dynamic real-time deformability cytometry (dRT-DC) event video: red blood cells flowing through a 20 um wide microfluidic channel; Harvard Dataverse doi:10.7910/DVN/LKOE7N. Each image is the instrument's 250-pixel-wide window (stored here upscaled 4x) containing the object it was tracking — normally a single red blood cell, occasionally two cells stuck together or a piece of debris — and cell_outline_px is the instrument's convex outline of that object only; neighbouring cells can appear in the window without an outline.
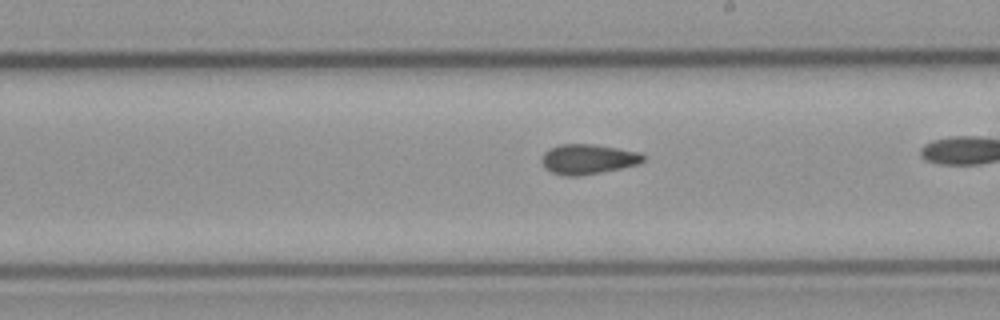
{"species": "common noctule bat (a hibernating species)", "species_latin": "Nyctalus noctula", "temperature_condition": "cold", "stored_images_in_passage": 38, "camera_frame_rate_fps": 3000, "um_per_image_px": 0.085, "animal": {"sex": "male", "body_mass_g": 23.1, "forearm_length_mm": 52.7}, "frame": {"image": 1, "passage_image": 27, "time_ms": 8.667, "image_size_px": [1000, 320], "cell_outline_px": [[644, 160], [636, 164], [620, 168], [580, 176], [564, 176], [552, 172], [544, 168], [540, 160], [544, 152], [560, 144], [592, 144], [640, 152], [644, 156]], "centroid_in_image_um": [49.93, 13.53], "position_along_channel_um": 239.1, "area_um2": 17.57}}